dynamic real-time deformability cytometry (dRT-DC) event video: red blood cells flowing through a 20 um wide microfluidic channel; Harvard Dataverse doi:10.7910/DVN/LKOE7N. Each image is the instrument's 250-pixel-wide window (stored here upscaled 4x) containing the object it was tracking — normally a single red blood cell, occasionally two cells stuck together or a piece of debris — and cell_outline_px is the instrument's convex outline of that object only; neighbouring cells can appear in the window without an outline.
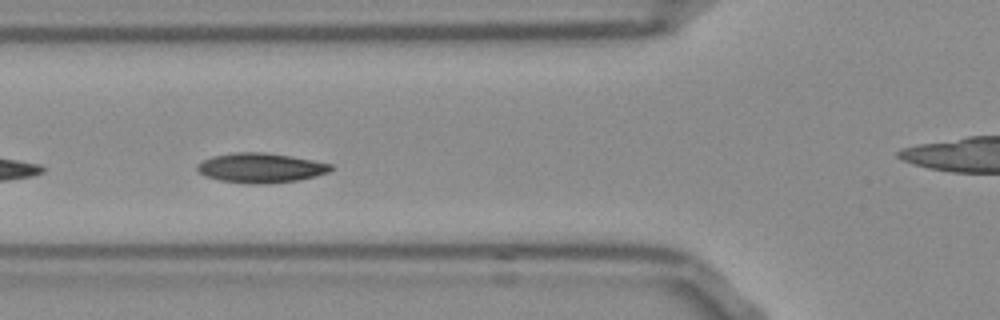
{"species": "Egyptian fruit bat (a non-hibernating species)", "species_latin": "Rousettus aegyptiacus", "temperature_condition": "room temperature", "stored_images_in_passage": 27, "camera_frame_rate_fps": 3000, "um_per_image_px": 0.085, "frame": {"image": 1, "passage_image": 5, "time_ms": 1.333, "image_size_px": [1000, 320], "cell_outline_px": [[332, 168], [328, 172], [300, 180], [260, 184], [248, 184], [220, 180], [204, 176], [196, 168], [196, 164], [212, 156], [236, 152], [264, 152], [292, 156], [332, 164]], "centroid_in_image_um": [22.13, 14.27], "position_along_channel_um": 103.7, "area_um2": 23.06}}
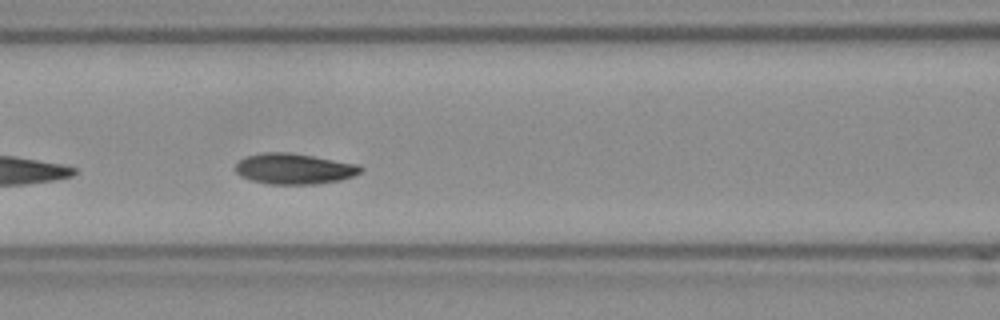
{"frame": {"image": 2, "passage_image": 8, "time_ms": 2.333, "image_size_px": [1000, 320], "cell_outline_px": [[364, 168], [360, 172], [352, 176], [340, 180], [316, 184], [268, 184], [252, 180], [240, 176], [232, 168], [240, 160], [248, 156], [268, 152], [288, 152], [312, 156], [356, 164]], "centroid_in_image_um": [24.97, 14.35], "position_along_channel_um": 141.6, "area_um2": 22.2}, "authors_computed_cell_mechanics": {"area_um2": 22.3108, "velocity_mm_per_s": 3.7688, "shape_relaxation_time_tau1_ms": 2.569, "shape_relaxation_time_tau2_ms": null, "deformation_change_tau1": 0.0968, "deformation_change_tau2": null}}